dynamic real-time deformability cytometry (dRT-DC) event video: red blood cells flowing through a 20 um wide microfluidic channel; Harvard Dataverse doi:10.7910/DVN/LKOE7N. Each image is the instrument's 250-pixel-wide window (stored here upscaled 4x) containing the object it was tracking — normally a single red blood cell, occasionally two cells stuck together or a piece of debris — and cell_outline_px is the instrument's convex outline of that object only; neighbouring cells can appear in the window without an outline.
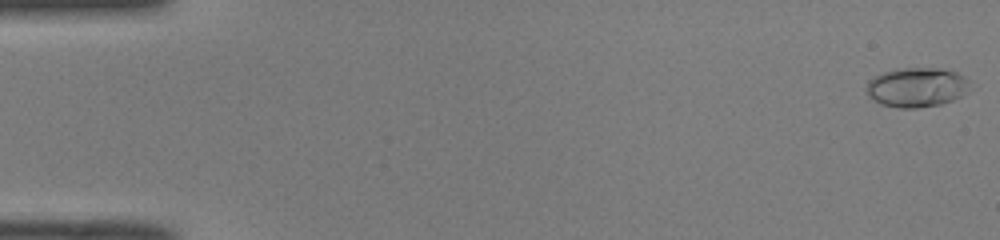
{"species": "common noctule bat (a hibernating species)", "species_latin": "Nyctalus noctula", "temperature_condition": "room temperature", "stored_images_in_passage": 50, "camera_frame_rate_fps": 3000, "um_per_image_px": 0.085, "animal": {"sex": "male", "body_mass_g": 19.0, "forearm_length_mm": 50.8}, "frame": {"image": 1, "passage_image": 1, "time_ms": 0.0, "image_size_px": [1000, 240], "cell_outline_px": [[968, 80], [960, 96], [952, 100], [940, 104], [916, 108], [900, 108], [880, 104], [868, 96], [864, 88], [868, 80], [884, 72], [896, 68], [940, 68], [956, 72], [964, 76]], "centroid_in_image_um": [77.82, 7.41], "position_along_channel_um": 7.2, "area_um2": 23.58}}
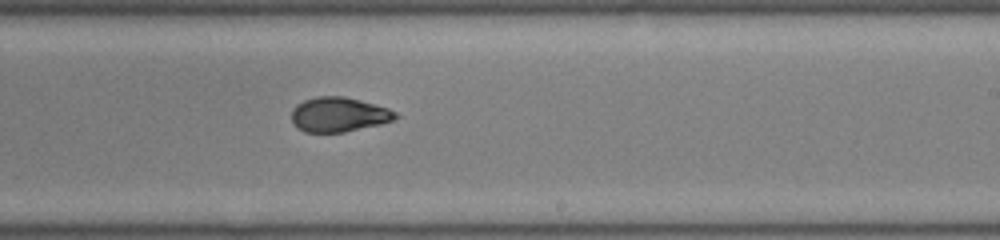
{"frame": {"image": 2, "passage_image": 31, "time_ms": 10.0, "image_size_px": [1000, 240], "cell_outline_px": [[400, 116], [392, 120], [380, 124], [344, 132], [304, 132], [296, 128], [292, 124], [292, 108], [296, 104], [304, 100], [316, 96], [344, 96], [360, 100], [388, 108], [396, 112]], "centroid_in_image_um": [28.76, 9.73], "position_along_channel_um": 260.2, "area_um2": 21.1}}
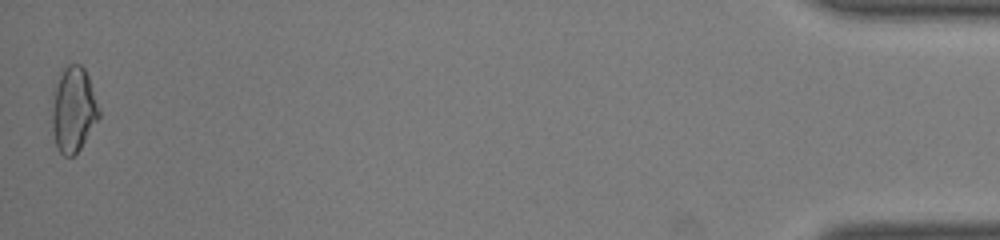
{"frame": {"image": 3, "passage_image": 50, "time_ms": 16.333, "image_size_px": [1000, 240], "cell_outline_px": [[100, 116], [80, 148], [72, 156], [64, 156], [60, 152], [56, 144], [52, 128], [52, 88], [60, 72], [68, 64], [80, 64], [84, 68], [88, 76], [100, 108]], "centroid_in_image_um": [6.22, 9.26], "position_along_channel_um": 429.0, "area_um2": 23.47}, "authors_computed_cell_mechanics": {"area_um2": 21.8773, "velocity_mm_per_s": 4.1023, "shape_relaxation_time_tau1_ms": 8.5703, "shape_relaxation_time_tau2_ms": 1.6853, "deformation_change_tau1": 0.2465, "deformation_change_tau2": 0.0561}}